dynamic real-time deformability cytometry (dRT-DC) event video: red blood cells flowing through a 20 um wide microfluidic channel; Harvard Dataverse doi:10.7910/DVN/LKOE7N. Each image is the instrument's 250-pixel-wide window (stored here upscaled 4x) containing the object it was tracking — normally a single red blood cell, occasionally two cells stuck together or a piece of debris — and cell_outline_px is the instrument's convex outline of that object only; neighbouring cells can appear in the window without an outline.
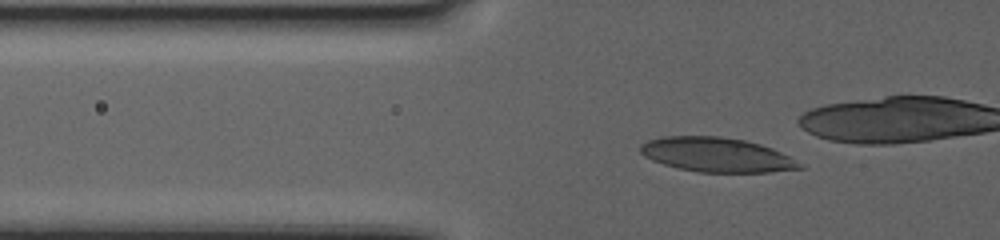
{"species": "human", "species_latin": "Homo sapiens", "temperature_condition": "warm", "stored_images_in_passage": 44, "camera_frame_rate_fps": 3000, "um_per_image_px": 0.085, "donor": {"sex": "female"}, "frame": {"image": 1, "passage_image": 13, "time_ms": 4.0, "image_size_px": [1000, 240], "cell_outline_px": [[804, 168], [768, 172], [700, 172], [680, 168], [664, 164], [652, 160], [644, 156], [640, 152], [640, 144], [648, 140], [664, 136], [720, 136], [744, 140], [760, 144], [772, 148], [788, 156]], "centroid_in_image_um": [60.86, 13.14], "position_along_channel_um": 64.9, "area_um2": 31.62}}
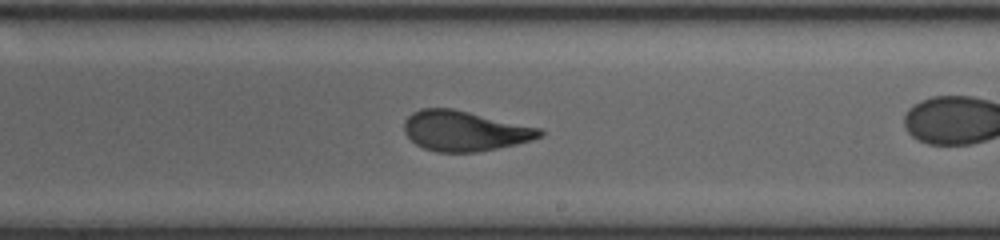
{"frame": {"image": 2, "passage_image": 26, "time_ms": 8.333, "image_size_px": [1000, 240], "cell_outline_px": [[544, 136], [532, 140], [516, 144], [476, 152], [436, 152], [424, 148], [416, 144], [404, 132], [404, 120], [412, 112], [420, 108], [452, 108], [540, 128], [544, 132]], "centroid_in_image_um": [39.48, 11.12], "position_along_channel_um": 249.5, "area_um2": 31.67}}
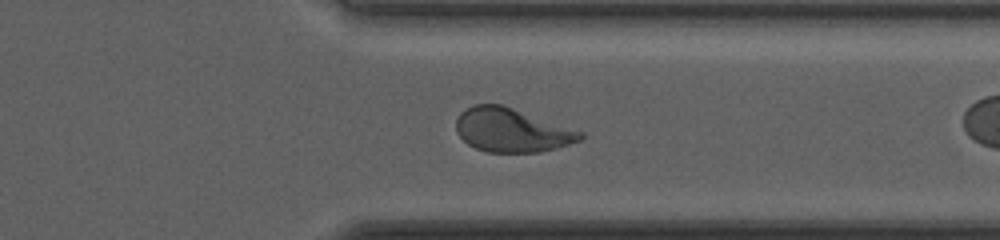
{"frame": {"image": 3, "passage_image": 40, "time_ms": 13.0, "image_size_px": [1000, 240], "cell_outline_px": [[584, 136], [580, 140], [556, 148], [540, 152], [488, 152], [476, 148], [468, 144], [456, 132], [456, 120], [460, 112], [472, 104], [504, 104], [584, 132]], "centroid_in_image_um": [43.49, 11.04], "position_along_channel_um": 367.9, "area_um2": 31.85}}